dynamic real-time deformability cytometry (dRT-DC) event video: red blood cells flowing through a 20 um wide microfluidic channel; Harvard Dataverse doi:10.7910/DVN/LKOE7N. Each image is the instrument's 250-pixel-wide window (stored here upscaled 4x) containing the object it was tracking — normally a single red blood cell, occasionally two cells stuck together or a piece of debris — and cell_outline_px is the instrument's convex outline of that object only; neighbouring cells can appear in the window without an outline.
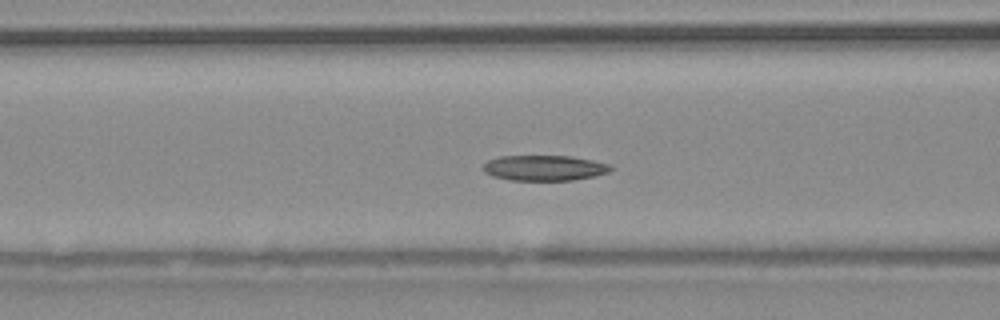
{"species": "common noctule bat (a hibernating species)", "species_latin": "Nyctalus noctula", "temperature_condition": "warm", "stored_images_in_passage": 53, "camera_frame_rate_fps": 3000, "um_per_image_px": 0.085, "animal": {"sex": "male", "body_mass_g": 20.4}, "frame": {"image": 1, "passage_image": 21, "time_ms": 6.667, "image_size_px": [1000, 320], "cell_outline_px": [[612, 168], [608, 172], [596, 176], [572, 180], [508, 180], [492, 176], [484, 172], [484, 164], [488, 160], [500, 156], [572, 156], [592, 160], [608, 164]], "centroid_in_image_um": [46.25, 14.27], "position_along_channel_um": 120.3, "area_um2": 18.84}}
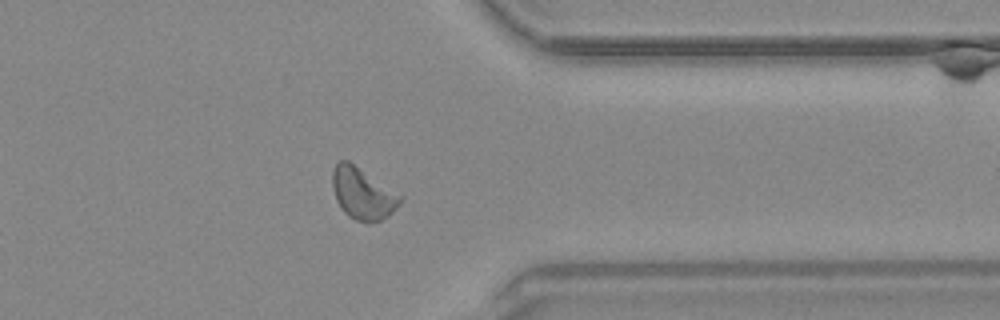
{"frame": {"image": 2, "passage_image": 42, "time_ms": 13.667, "image_size_px": [1000, 320], "cell_outline_px": [[404, 196], [400, 204], [388, 216], [380, 220], [368, 224], [356, 220], [348, 216], [340, 208], [336, 200], [332, 188], [332, 172], [336, 164], [340, 160], [348, 160]], "centroid_in_image_um": [30.83, 16.46], "position_along_channel_um": 380.6, "area_um2": 20.63}}
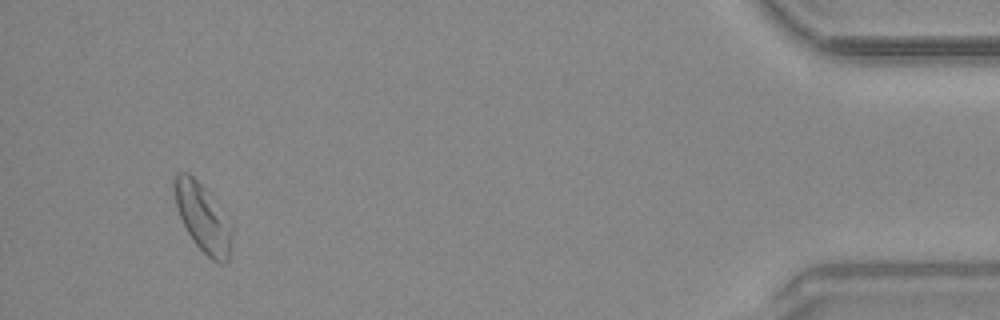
{"frame": {"image": 3, "passage_image": 50, "time_ms": 16.333, "image_size_px": [1000, 320], "cell_outline_px": [[232, 240], [228, 260], [224, 264], [220, 264], [212, 260], [192, 240], [176, 208], [172, 188], [172, 176], [180, 172], [188, 172], [208, 192], [232, 224]], "centroid_in_image_um": [17.22, 18.49], "position_along_channel_um": 418.0, "area_um2": 22.95}, "authors_computed_cell_mechanics": {"area_um2": 20.519, "velocity_mm_per_s": 3.8077, "shape_relaxation_time_tau1_ms": null, "shape_relaxation_time_tau2_ms": 3.4096, "deformation_change_tau1": null, "deformation_change_tau2": 0.0963}}